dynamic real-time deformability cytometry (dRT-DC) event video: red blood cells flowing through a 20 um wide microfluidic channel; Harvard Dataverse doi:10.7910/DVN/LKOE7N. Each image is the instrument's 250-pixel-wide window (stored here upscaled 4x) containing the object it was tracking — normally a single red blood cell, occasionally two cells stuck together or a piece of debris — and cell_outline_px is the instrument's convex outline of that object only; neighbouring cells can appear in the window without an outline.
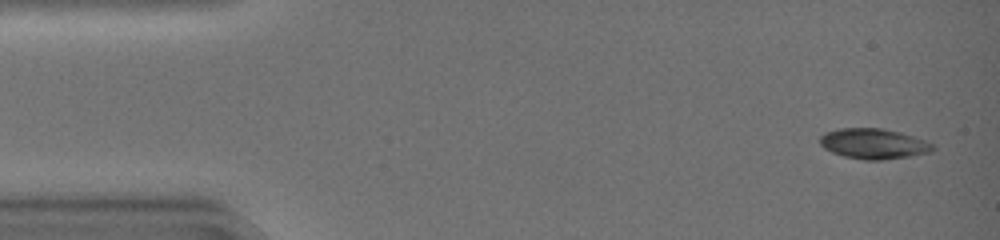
{"species": "common noctule bat (a hibernating species)", "species_latin": "Nyctalus noctula", "temperature_condition": "warm", "stored_images_in_passage": 45, "camera_frame_rate_fps": 3000, "um_per_image_px": 0.085, "animal": {"sex": "female", "body_mass_g": 19.0, "forearm_length_mm": 51.5}, "frame": {"image": 1, "passage_image": 2, "time_ms": 0.333, "image_size_px": [1000, 240], "cell_outline_px": [[936, 148], [932, 152], [912, 156], [876, 160], [868, 160], [844, 156], [832, 152], [824, 148], [820, 144], [820, 136], [824, 132], [836, 128], [884, 128], [900, 132], [924, 140], [932, 144]], "centroid_in_image_um": [74.25, 12.2], "position_along_channel_um": 10.8, "area_um2": 20.0}}
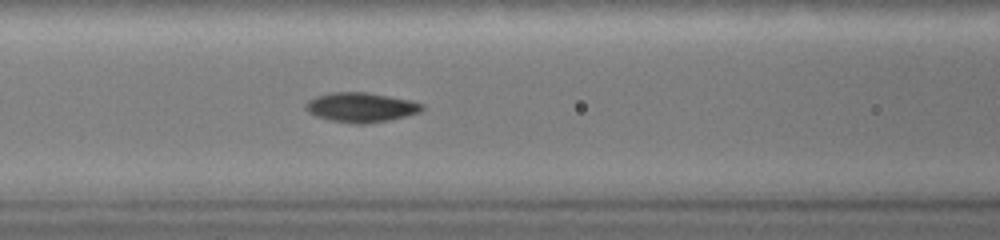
{"frame": {"image": 2, "passage_image": 19, "time_ms": 6.0, "image_size_px": [1000, 240], "cell_outline_px": [[424, 108], [420, 112], [388, 120], [364, 124], [356, 124], [332, 120], [320, 116], [312, 112], [308, 108], [308, 100], [316, 96], [328, 92], [368, 92], [412, 100], [424, 104]], "centroid_in_image_um": [30.77, 9.1], "position_along_channel_um": 135.8, "area_um2": 19.71}}
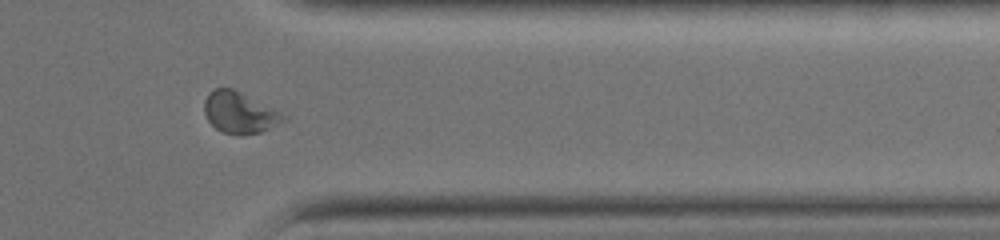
{"frame": {"image": 3, "passage_image": 37, "time_ms": 12.0, "image_size_px": [1000, 240], "cell_outline_px": [[288, 120], [260, 132], [224, 132], [216, 128], [208, 120], [204, 112], [204, 100], [208, 92], [216, 88], [232, 88], [288, 116]], "centroid_in_image_um": [20.35, 9.53], "position_along_channel_um": 391.0, "area_um2": 18.44}, "authors_computed_cell_mechanics": {"area_um2": 19.1896, "velocity_mm_per_s": 4.2537, "shape_relaxation_time_tau1_ms": 5.3591, "shape_relaxation_time_tau2_ms": 2.4504, "deformation_change_tau1": 0.1692, "deformation_change_tau2": 0.04}}